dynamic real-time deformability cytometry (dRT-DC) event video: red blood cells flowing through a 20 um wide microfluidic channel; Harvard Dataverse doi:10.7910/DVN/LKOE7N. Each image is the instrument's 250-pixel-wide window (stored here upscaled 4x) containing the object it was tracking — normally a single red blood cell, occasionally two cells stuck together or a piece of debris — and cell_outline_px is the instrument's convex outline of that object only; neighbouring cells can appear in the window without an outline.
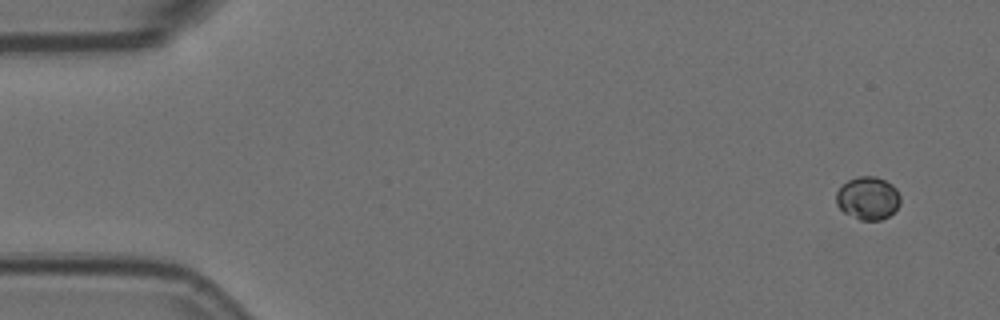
{"species": "Egyptian fruit bat (a non-hibernating species)", "species_latin": "Rousettus aegyptiacus", "temperature_condition": "room temperature", "stored_images_in_passage": 4, "camera_frame_rate_fps": 3000, "um_per_image_px": 0.085, "animal": {"sex": "female"}, "frame": {"image": 1, "passage_image": 1, "time_ms": 0.0, "image_size_px": [1000, 320], "cell_outline_px": [[900, 204], [888, 216], [880, 220], [860, 220], [844, 212], [836, 204], [836, 192], [848, 180], [860, 176], [876, 176], [892, 184], [896, 188], [900, 196]], "centroid_in_image_um": [73.77, 16.84], "position_along_channel_um": 11.2, "area_um2": 15.95}}